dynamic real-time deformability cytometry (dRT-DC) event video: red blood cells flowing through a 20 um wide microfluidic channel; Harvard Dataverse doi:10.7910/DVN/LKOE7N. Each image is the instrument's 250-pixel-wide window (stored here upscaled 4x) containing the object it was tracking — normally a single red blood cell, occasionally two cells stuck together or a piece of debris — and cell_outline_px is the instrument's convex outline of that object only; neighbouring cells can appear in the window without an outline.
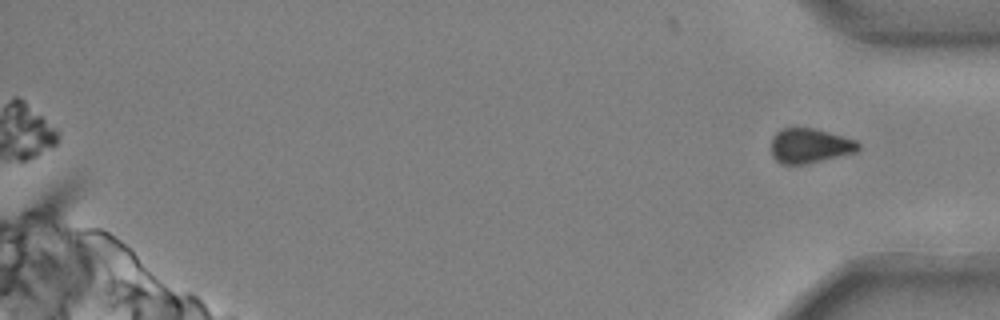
{"species": "common noctule bat (a hibernating species)", "species_latin": "Nyctalus noctula", "temperature_condition": "cold", "stored_images_in_passage": 44, "segment_of_instrument_passage": [2, 2], "camera_frame_rate_fps": 3000, "um_per_image_px": 0.085, "animal": {"sex": "male", "body_mass_g": 20.4}, "frame": {"image": 1, "passage_image": 44, "time_ms": 14.333, "image_size_px": [1000, 320], "cell_outline_px": [[860, 148], [856, 152], [804, 164], [780, 164], [772, 156], [772, 136], [780, 128], [812, 128], [856, 140], [860, 144]], "centroid_in_image_um": [68.8, 12.39], "position_along_channel_um": 366.4, "area_um2": 17.46}}